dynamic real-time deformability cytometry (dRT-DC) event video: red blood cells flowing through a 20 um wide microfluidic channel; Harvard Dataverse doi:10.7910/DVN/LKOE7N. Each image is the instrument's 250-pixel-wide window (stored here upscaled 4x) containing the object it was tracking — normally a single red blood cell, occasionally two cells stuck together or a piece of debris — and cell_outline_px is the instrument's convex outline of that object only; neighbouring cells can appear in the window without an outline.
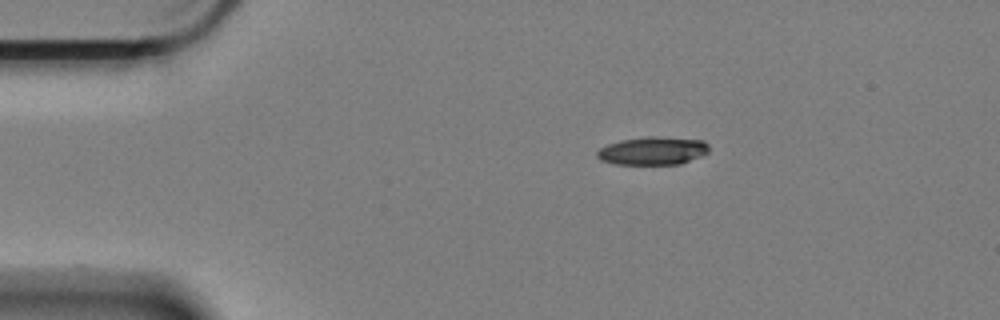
{"species": "Egyptian fruit bat (a non-hibernating species)", "species_latin": "Rousettus aegyptiacus", "temperature_condition": "cold", "stored_images_in_passage": 9, "camera_frame_rate_fps": 3000, "um_per_image_px": 0.085, "animal": {"sex": "female"}, "frame": {"image": 1, "passage_image": 1, "time_ms": 0.0, "image_size_px": [1000, 320], "cell_outline_px": [[708, 152], [700, 156], [680, 164], [616, 164], [600, 160], [596, 156], [596, 152], [600, 148], [608, 144], [620, 140], [648, 136], [656, 136], [704, 140], [708, 144]], "centroid_in_image_um": [55.47, 12.81], "position_along_channel_um": 29.5, "area_um2": 18.32}}